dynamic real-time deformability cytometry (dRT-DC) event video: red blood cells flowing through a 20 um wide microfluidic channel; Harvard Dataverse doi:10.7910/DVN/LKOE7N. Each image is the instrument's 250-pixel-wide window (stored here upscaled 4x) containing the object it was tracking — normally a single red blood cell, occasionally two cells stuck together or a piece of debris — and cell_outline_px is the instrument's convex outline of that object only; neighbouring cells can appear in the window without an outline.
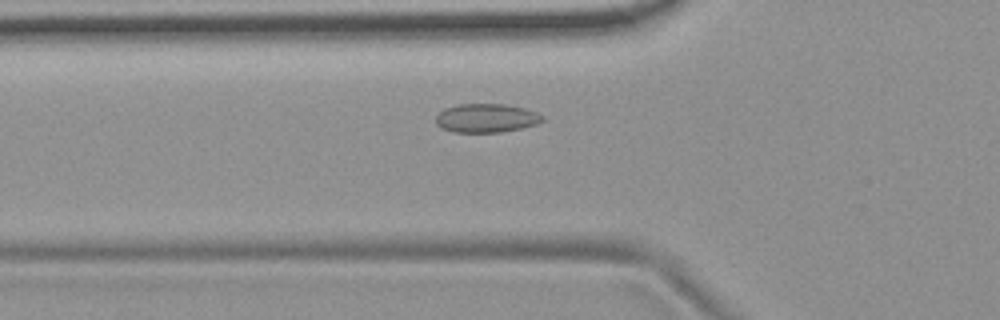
{"species": "common noctule bat (a hibernating species)", "species_latin": "Nyctalus noctula", "temperature_condition": "room temperature", "stored_images_in_passage": 38, "camera_frame_rate_fps": 3000, "um_per_image_px": 0.085, "animal": {"sex": "female", "body_mass_g": 19.9}, "frame": {"image": 1, "passage_image": 2, "time_ms": 0.333, "image_size_px": [1000, 320], "cell_outline_px": [[544, 120], [536, 124], [520, 128], [500, 132], [452, 132], [440, 128], [436, 124], [436, 116], [444, 108], [460, 104], [508, 104], [524, 108], [536, 112], [544, 116]], "centroid_in_image_um": [41.32, 10.03], "position_along_channel_um": 84.5, "area_um2": 17.92}}
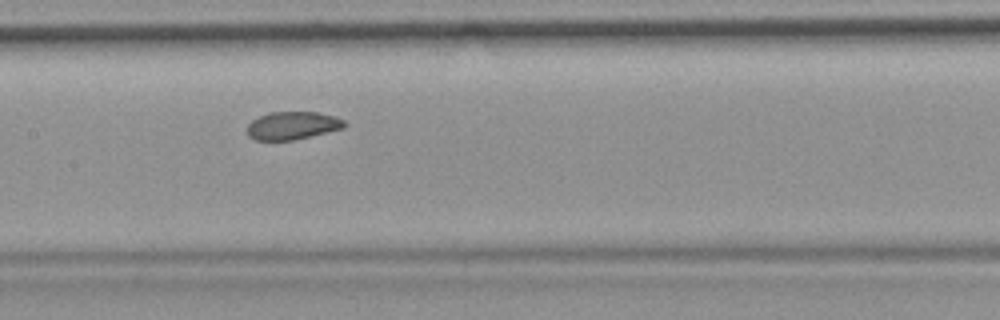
{"frame": {"image": 2, "passage_image": 10, "time_ms": 3.0, "image_size_px": [1000, 320], "cell_outline_px": [[348, 124], [344, 128], [292, 140], [256, 140], [248, 136], [248, 124], [252, 120], [268, 112], [316, 112], [336, 116], [344, 120]], "centroid_in_image_um": [24.88, 10.66], "position_along_channel_um": 182.5, "area_um2": 15.78}}
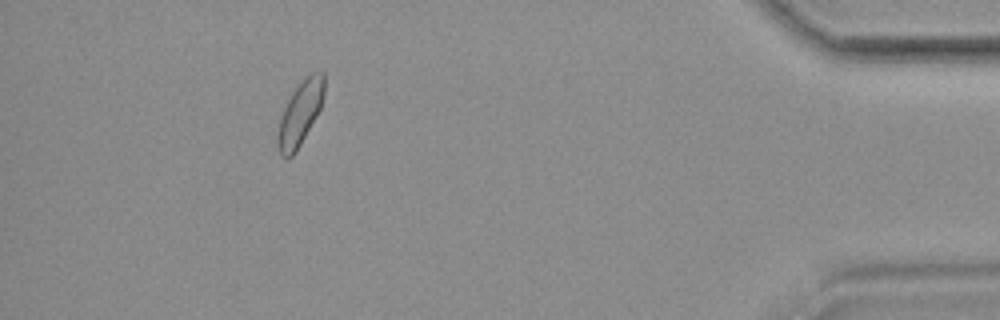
{"frame": {"image": 3, "passage_image": 33, "time_ms": 10.667, "image_size_px": [1000, 320], "cell_outline_px": [[324, 96], [320, 108], [316, 116], [296, 152], [288, 160], [284, 160], [280, 156], [276, 144], [276, 132], [280, 116], [292, 92], [300, 80], [312, 72], [324, 72]], "centroid_in_image_um": [25.46, 9.68], "position_along_channel_um": 409.7, "area_um2": 17.69}}